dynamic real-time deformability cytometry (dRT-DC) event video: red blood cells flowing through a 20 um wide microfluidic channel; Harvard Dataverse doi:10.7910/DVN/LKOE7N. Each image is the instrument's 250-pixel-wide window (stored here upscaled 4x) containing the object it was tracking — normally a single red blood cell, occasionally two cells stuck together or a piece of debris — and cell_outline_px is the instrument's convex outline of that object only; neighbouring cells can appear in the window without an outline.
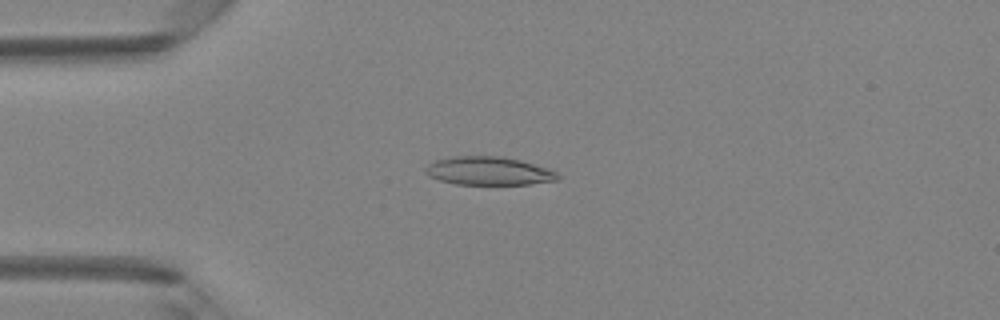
{"species": "Egyptian fruit bat (a non-hibernating species)", "species_latin": "Rousettus aegyptiacus", "temperature_condition": "room temperature", "stored_images_in_passage": 47, "camera_frame_rate_fps": 3000, "um_per_image_px": 0.085, "animal": {"sex": "female"}, "frame": {"image": 1, "passage_image": 11, "time_ms": 3.333, "image_size_px": [1000, 320], "cell_outline_px": [[560, 176], [556, 180], [532, 184], [456, 184], [440, 180], [424, 172], [424, 168], [428, 164], [436, 160], [452, 156], [504, 156], [520, 160], [548, 168], [556, 172]], "centroid_in_image_um": [41.54, 14.52], "position_along_channel_um": 43.5, "area_um2": 21.79}}
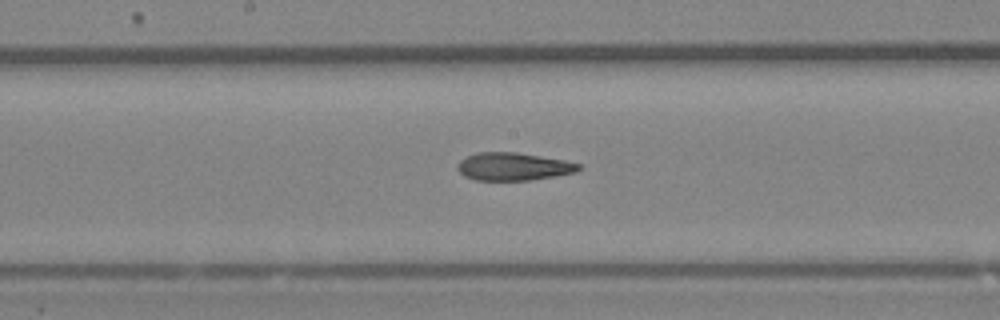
{"frame": {"image": 2, "passage_image": 24, "time_ms": 7.667, "image_size_px": [1000, 320], "cell_outline_px": [[584, 168], [576, 172], [556, 176], [532, 180], [476, 180], [464, 176], [456, 168], [456, 164], [460, 160], [476, 152], [516, 152], [564, 160], [580, 164]], "centroid_in_image_um": [43.64, 14.16], "position_along_channel_um": 204.6, "area_um2": 19.77}}
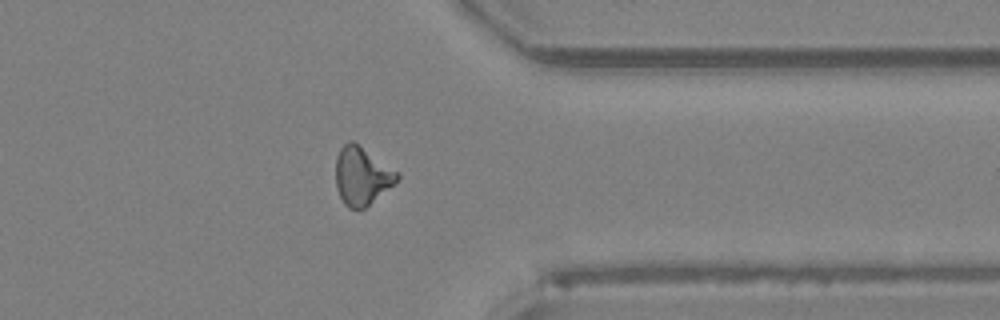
{"frame": {"image": 3, "passage_image": 37, "time_ms": 12.0, "image_size_px": [1000, 320], "cell_outline_px": [[400, 176], [392, 184], [364, 208], [348, 208], [344, 204], [336, 188], [336, 156], [340, 148], [348, 140], [352, 140], [400, 172]], "centroid_in_image_um": [30.73, 14.92], "position_along_channel_um": 380.7, "area_um2": 20.52}, "authors_computed_cell_mechanics": {"area_um2": 20.519, "velocity_mm_per_s": 4.2355, "shape_relaxation_time_tau1_ms": null, "shape_relaxation_time_tau2_ms": 1.985, "deformation_change_tau1": null, "deformation_change_tau2": 0.1187}}